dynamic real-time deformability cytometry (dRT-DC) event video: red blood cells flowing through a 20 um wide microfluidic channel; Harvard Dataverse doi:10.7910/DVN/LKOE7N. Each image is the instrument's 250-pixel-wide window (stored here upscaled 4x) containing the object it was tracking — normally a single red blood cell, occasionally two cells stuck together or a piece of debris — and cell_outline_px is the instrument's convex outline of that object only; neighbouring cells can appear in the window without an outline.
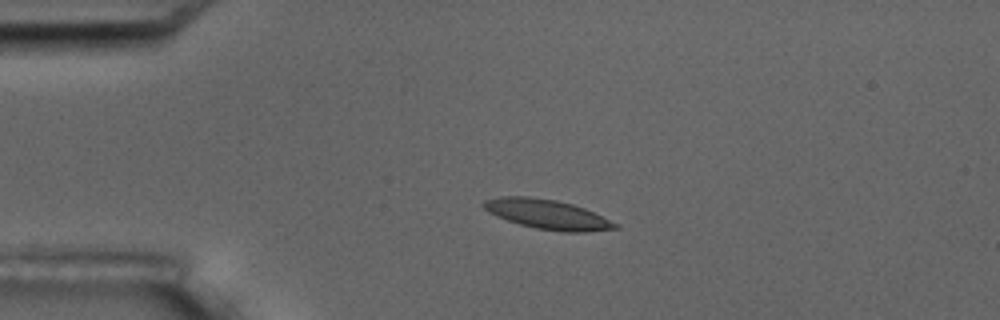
{"species": "common noctule bat (a hibernating species)", "species_latin": "Nyctalus noctula", "temperature_condition": "room temperature", "stored_images_in_passage": 3, "camera_frame_rate_fps": 3000, "um_per_image_px": 0.085, "animal": {"sex": "male", "body_mass_g": 17.5, "forearm_length_mm": 52.3}, "frame": {"image": 1, "passage_image": 2, "time_ms": 1.0, "image_size_px": [1000, 320], "cell_outline_px": [[620, 228], [584, 232], [560, 232], [536, 228], [520, 224], [496, 216], [488, 212], [480, 204], [484, 200], [500, 196], [528, 196], [556, 200], [572, 204], [584, 208], [620, 224]], "centroid_in_image_um": [46.52, 18.22], "position_along_channel_um": 38.5, "area_um2": 22.77}}